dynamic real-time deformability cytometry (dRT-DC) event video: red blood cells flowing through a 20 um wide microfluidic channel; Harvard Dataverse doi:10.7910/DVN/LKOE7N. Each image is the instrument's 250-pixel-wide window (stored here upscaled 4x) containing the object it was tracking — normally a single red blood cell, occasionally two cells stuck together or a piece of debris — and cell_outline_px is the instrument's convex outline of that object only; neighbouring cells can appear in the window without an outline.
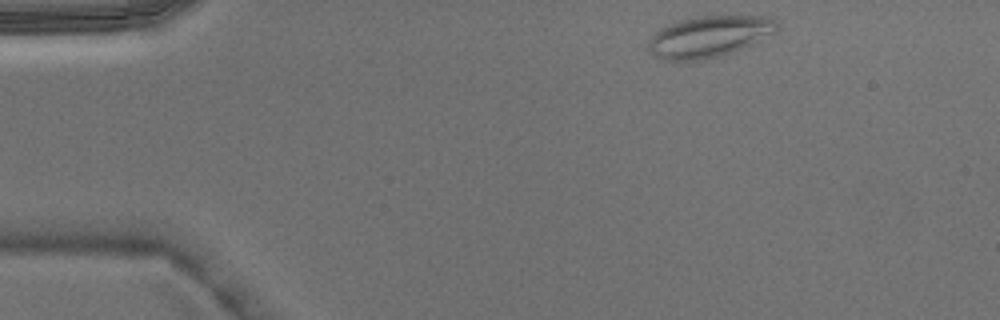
{"species": "Egyptian fruit bat (a non-hibernating species)", "species_latin": "Rousettus aegyptiacus", "temperature_condition": "warm", "stored_images_in_passage": 2, "camera_frame_rate_fps": 3000, "um_per_image_px": 0.085, "animal": {"sex": "male"}, "frame": {"image": 1, "passage_image": 1, "time_ms": 0.0, "image_size_px": [1000, 320], "cell_outline_px": [[780, 28], [776, 32], [752, 44], [732, 52], [720, 56], [700, 60], [664, 60], [648, 52], [648, 40], [660, 28], [680, 20], [696, 16], [772, 16], [776, 20]], "centroid_in_image_um": [60.3, 3.1], "position_along_channel_um": 24.7, "area_um2": 31.04}}